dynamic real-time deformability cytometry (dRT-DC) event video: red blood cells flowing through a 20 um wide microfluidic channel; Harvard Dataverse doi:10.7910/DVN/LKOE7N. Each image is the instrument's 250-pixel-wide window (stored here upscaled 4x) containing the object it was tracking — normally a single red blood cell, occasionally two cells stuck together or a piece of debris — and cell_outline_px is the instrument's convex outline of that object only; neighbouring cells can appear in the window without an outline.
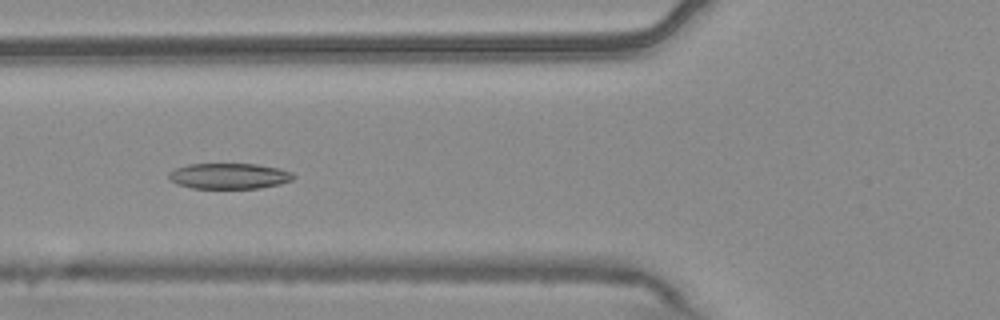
{"species": "common noctule bat (a hibernating species)", "species_latin": "Nyctalus noctula", "temperature_condition": "warm", "stored_images_in_passage": 7, "camera_frame_rate_fps": 3000, "um_per_image_px": 0.085, "animal": {"sex": "male", "body_mass_g": 20.4}, "frame": {"image": 1, "passage_image": 6, "time_ms": 1.667, "image_size_px": [1000, 320], "cell_outline_px": [[296, 176], [292, 180], [280, 184], [260, 188], [192, 188], [176, 184], [168, 180], [168, 172], [176, 168], [188, 164], [256, 164], [280, 168], [292, 172]], "centroid_in_image_um": [19.47, 14.96], "position_along_channel_um": 106.3, "area_um2": 18.84}}
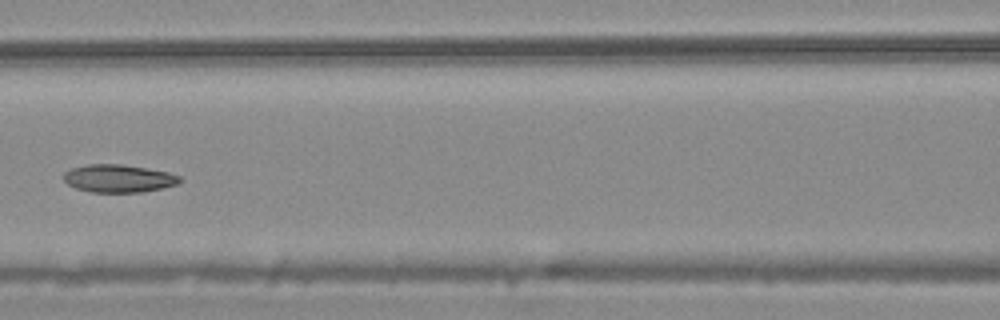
{"frame": {"image": 2, "passage_image": 7, "time_ms": 2.0, "image_size_px": [1000, 320], "cell_outline_px": [[180, 180], [176, 184], [144, 192], [92, 192], [76, 188], [68, 184], [64, 180], [64, 172], [72, 168], [88, 164], [120, 164], [168, 172], [180, 176]], "centroid_in_image_um": [10.04, 15.17], "position_along_channel_um": 156.6, "area_um2": 18.55}}